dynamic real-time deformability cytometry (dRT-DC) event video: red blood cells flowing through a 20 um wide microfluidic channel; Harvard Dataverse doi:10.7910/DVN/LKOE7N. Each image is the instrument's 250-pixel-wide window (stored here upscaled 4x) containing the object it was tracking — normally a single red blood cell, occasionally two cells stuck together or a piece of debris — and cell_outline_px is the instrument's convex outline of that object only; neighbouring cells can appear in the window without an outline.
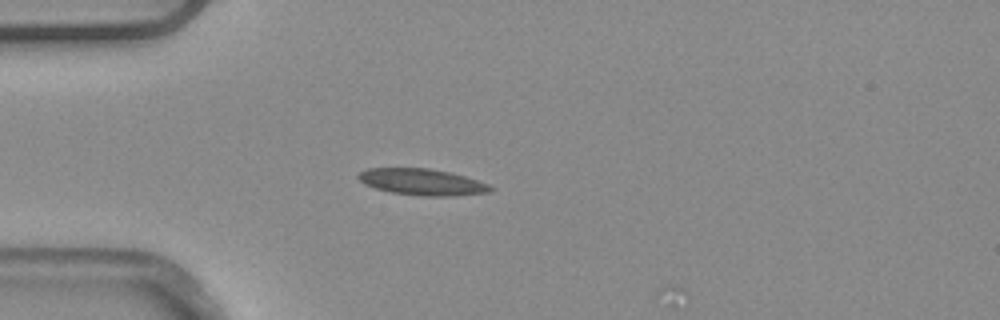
{"species": "common noctule bat (a hibernating species)", "species_latin": "Nyctalus noctula", "temperature_condition": "warm", "stored_images_in_passage": 2, "camera_frame_rate_fps": 3000, "um_per_image_px": 0.085, "animal": {"sex": "male", "body_mass_g": 20.4}, "frame": {"image": 1, "passage_image": 1, "time_ms": 0.0, "image_size_px": [1000, 320], "cell_outline_px": [[496, 188], [492, 192], [456, 196], [420, 196], [392, 192], [376, 188], [364, 184], [356, 176], [360, 172], [368, 168], [428, 168], [448, 172], [464, 176], [488, 184]], "centroid_in_image_um": [35.91, 15.48], "position_along_channel_um": 49.1, "area_um2": 20.35}}